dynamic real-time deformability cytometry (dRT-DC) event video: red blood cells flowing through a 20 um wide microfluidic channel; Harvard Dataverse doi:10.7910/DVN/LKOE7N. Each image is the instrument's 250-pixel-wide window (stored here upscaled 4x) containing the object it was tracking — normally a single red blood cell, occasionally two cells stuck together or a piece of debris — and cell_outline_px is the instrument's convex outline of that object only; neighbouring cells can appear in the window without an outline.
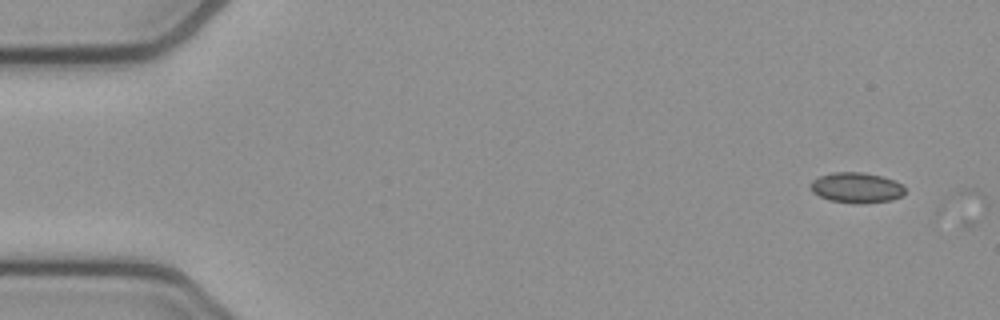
{"species": "common noctule bat (a hibernating species)", "species_latin": "Nyctalus noctula", "temperature_condition": "cold", "stored_images_in_passage": 3, "camera_frame_rate_fps": 3000, "um_per_image_px": 0.085, "animal": {"sex": "female", "body_mass_g": 21.9}, "frame": {"image": 1, "passage_image": 1, "time_ms": 0.0, "image_size_px": [1000, 320], "cell_outline_px": [[904, 196], [892, 200], [864, 204], [852, 204], [828, 200], [812, 192], [808, 184], [812, 180], [820, 176], [832, 172], [864, 172], [896, 180], [904, 184]], "centroid_in_image_um": [72.81, 15.96], "position_along_channel_um": 12.2, "area_um2": 17.22}}